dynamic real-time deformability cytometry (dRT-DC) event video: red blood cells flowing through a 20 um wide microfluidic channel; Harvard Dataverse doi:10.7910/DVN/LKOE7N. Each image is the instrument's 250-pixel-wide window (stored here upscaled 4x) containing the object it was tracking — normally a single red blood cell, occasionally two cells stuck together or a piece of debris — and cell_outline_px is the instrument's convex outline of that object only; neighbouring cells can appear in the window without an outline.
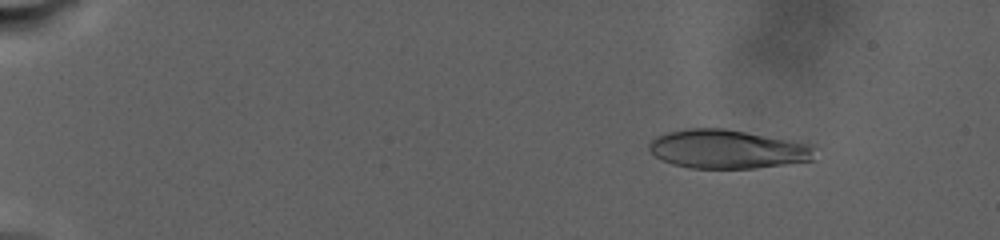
{"species": "human", "species_latin": "Homo sapiens", "temperature_condition": "warm", "stored_images_in_passage": 29, "camera_frame_rate_fps": 3000, "um_per_image_px": 0.085, "donor": {"sex": "male"}, "frame": {"image": 1, "passage_image": 10, "time_ms": 3.667, "image_size_px": [1000, 240], "cell_outline_px": [[816, 144], [812, 160], [756, 168], [692, 168], [672, 164], [656, 156], [648, 148], [648, 144], [656, 136], [668, 132], [688, 128], [724, 128], [808, 140]], "centroid_in_image_um": [61.97, 12.64], "position_along_channel_um": 23.0, "area_um2": 38.38}}
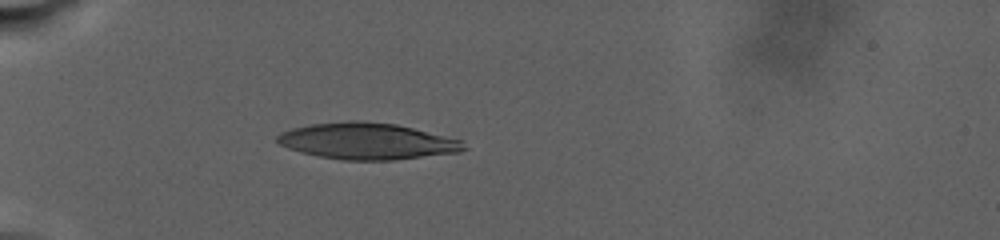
{"frame": {"image": 2, "passage_image": 26, "time_ms": 9.333, "image_size_px": [1000, 240], "cell_outline_px": [[468, 148], [460, 152], [392, 160], [340, 160], [300, 152], [288, 148], [280, 144], [276, 140], [276, 136], [280, 132], [292, 128], [308, 124], [352, 120], [356, 120], [396, 124], [460, 140]], "centroid_in_image_um": [31.16, 12.0], "position_along_channel_um": 53.8, "area_um2": 39.48}}